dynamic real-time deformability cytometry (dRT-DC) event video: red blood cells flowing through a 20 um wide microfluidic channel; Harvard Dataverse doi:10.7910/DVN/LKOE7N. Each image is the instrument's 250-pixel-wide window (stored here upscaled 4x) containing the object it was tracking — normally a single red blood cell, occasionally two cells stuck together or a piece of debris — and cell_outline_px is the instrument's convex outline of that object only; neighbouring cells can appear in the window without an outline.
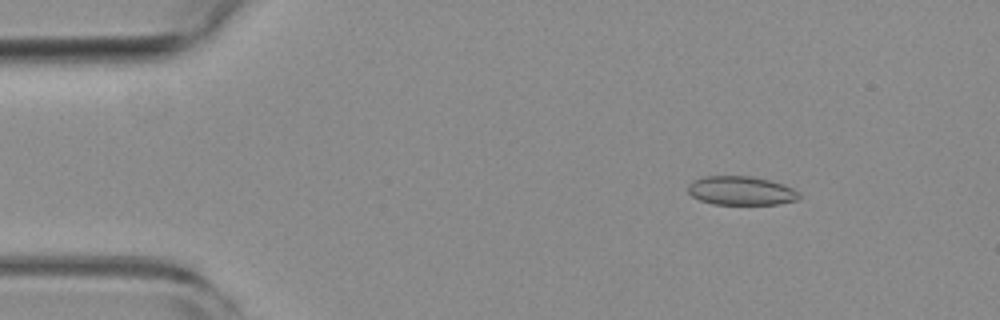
{"species": "common noctule bat (a hibernating species)", "species_latin": "Nyctalus noctula", "temperature_condition": "room temperature", "stored_images_in_passage": 52, "camera_frame_rate_fps": 3000, "um_per_image_px": 0.085, "animal": {"sex": "female", "body_mass_g": 19.3, "forearm_length_mm": 54.1}, "frame": {"image": 1, "passage_image": 6, "time_ms": 1.667, "image_size_px": [1000, 320], "cell_outline_px": [[800, 196], [796, 200], [780, 204], [712, 204], [700, 200], [692, 196], [688, 192], [688, 184], [692, 180], [704, 176], [752, 176], [784, 184], [800, 192]], "centroid_in_image_um": [62.98, 16.2], "position_along_channel_um": 22.0, "area_um2": 18.79}}
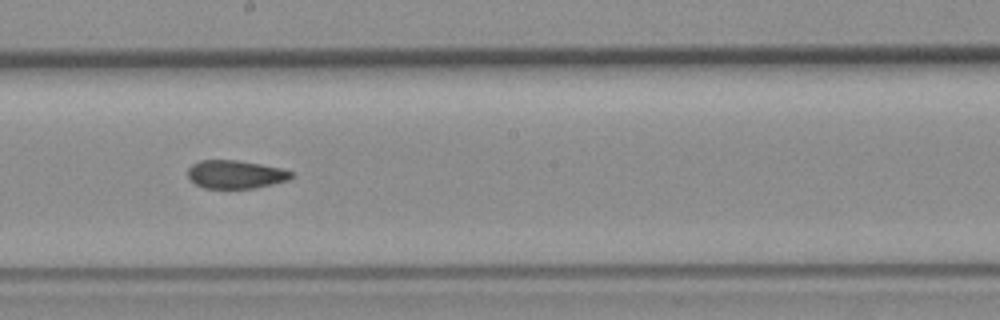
{"frame": {"image": 2, "passage_image": 28, "time_ms": 9.0, "image_size_px": [1000, 320], "cell_outline_px": [[292, 176], [288, 180], [256, 188], [204, 188], [196, 184], [188, 176], [188, 168], [192, 164], [200, 160], [236, 160], [260, 164], [280, 168], [292, 172]], "centroid_in_image_um": [20.0, 14.82], "position_along_channel_um": 228.2, "area_um2": 16.88}}
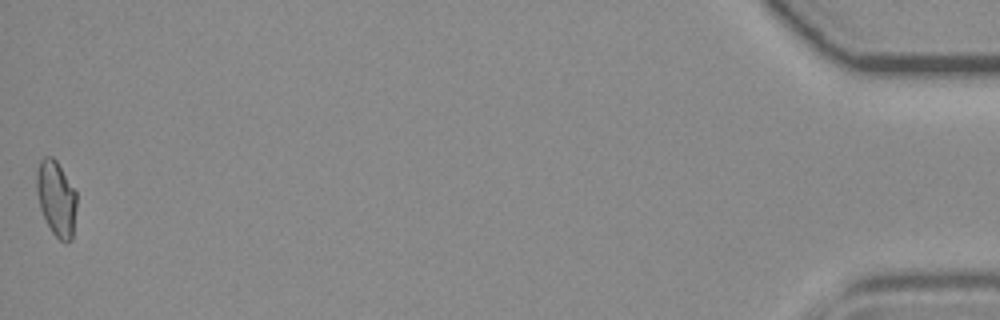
{"frame": {"image": 3, "passage_image": 52, "time_ms": 17.0, "image_size_px": [1000, 320], "cell_outline_px": [[76, 208], [72, 240], [64, 244], [52, 232], [40, 208], [36, 192], [36, 172], [40, 160], [44, 156], [52, 156], [56, 160], [76, 192]], "centroid_in_image_um": [4.78, 16.86], "position_along_channel_um": 430.4, "area_um2": 17.57}, "authors_computed_cell_mechanics": {"area_um2": 17.9758, "velocity_mm_per_s": 3.8375, "shape_relaxation_time_tau1_ms": null, "shape_relaxation_time_tau2_ms": 3.6022, "deformation_change_tau1": null, "deformation_change_tau2": 0.0977}}